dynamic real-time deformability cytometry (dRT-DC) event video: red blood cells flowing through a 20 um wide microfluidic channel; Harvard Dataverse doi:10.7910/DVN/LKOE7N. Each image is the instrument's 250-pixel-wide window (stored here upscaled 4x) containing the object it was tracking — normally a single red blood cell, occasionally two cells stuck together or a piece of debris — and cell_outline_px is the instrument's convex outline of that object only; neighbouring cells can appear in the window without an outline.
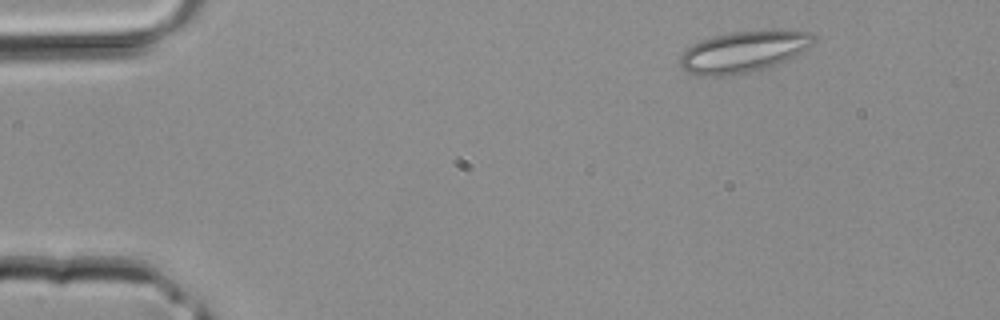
{"species": "common noctule bat (a hibernating species)", "species_latin": "Nyctalus noctula", "temperature_condition": "room temperature", "stored_images_in_passage": 37, "camera_frame_rate_fps": 3000, "um_per_image_px": 0.085, "animal": {"sex": "male", "body_mass_g": 20.4}, "frame": {"image": 1, "passage_image": 1, "time_ms": 0.0, "image_size_px": [1000, 320], "cell_outline_px": [[816, 36], [812, 44], [788, 60], [768, 68], [752, 72], [728, 76], [700, 76], [688, 72], [680, 64], [680, 56], [692, 44], [712, 36], [732, 32], [808, 32]], "centroid_in_image_um": [63.15, 4.44], "position_along_channel_um": 21.8, "area_um2": 31.5}}
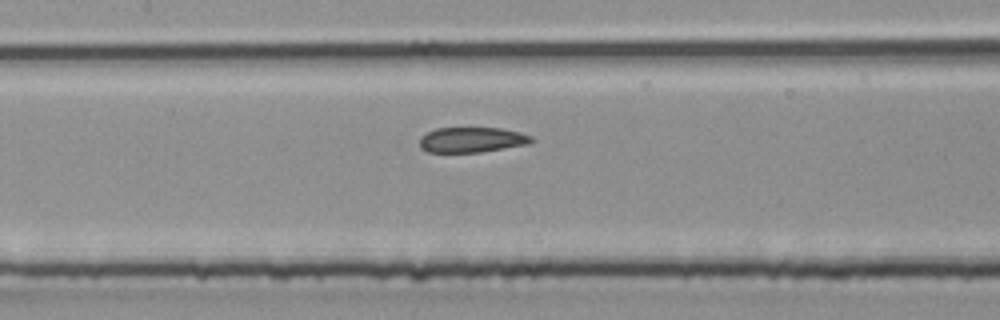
{"frame": {"image": 2, "passage_image": 15, "time_ms": 4.667, "image_size_px": [1000, 320], "cell_outline_px": [[536, 140], [528, 144], [480, 152], [428, 152], [420, 148], [420, 136], [436, 128], [500, 128], [520, 132], [532, 136]], "centroid_in_image_um": [40.12, 11.88], "position_along_channel_um": 167.3, "area_um2": 16.47}}
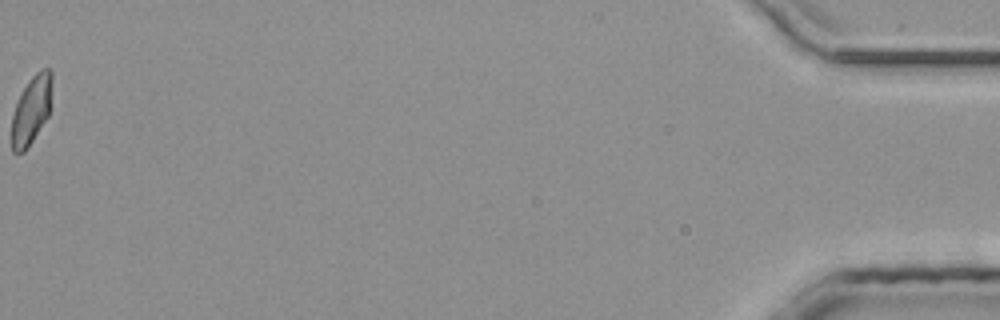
{"frame": {"image": 3, "passage_image": 37, "time_ms": 12.0, "image_size_px": [1000, 320], "cell_outline_px": [[52, 104], [48, 116], [24, 152], [12, 152], [12, 116], [20, 92], [28, 80], [40, 68], [48, 68], [52, 72]], "centroid_in_image_um": [2.69, 9.28], "position_along_channel_um": 432.5, "area_um2": 16.24}}